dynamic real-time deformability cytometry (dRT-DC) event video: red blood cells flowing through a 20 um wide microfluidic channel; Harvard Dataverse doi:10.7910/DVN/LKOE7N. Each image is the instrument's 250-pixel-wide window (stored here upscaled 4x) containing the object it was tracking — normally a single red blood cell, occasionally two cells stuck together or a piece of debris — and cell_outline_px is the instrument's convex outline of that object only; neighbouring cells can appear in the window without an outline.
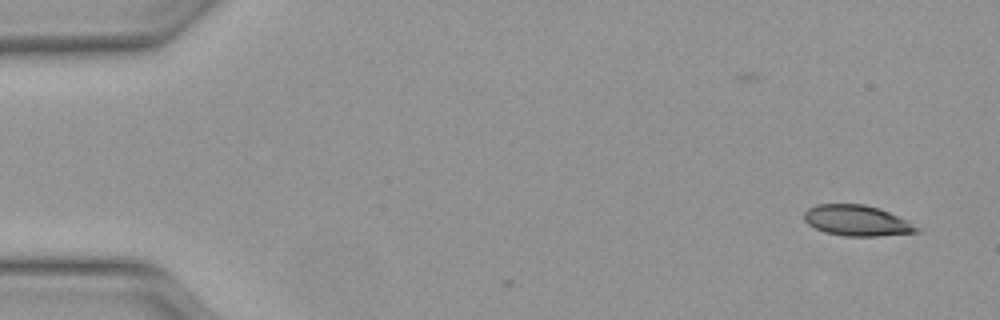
{"species": "Egyptian fruit bat (a non-hibernating species)", "species_latin": "Rousettus aegyptiacus", "temperature_condition": "warm", "stored_images_in_passage": 2, "camera_frame_rate_fps": 3000, "um_per_image_px": 0.085, "animal": {"sex": "female"}, "frame": {"image": 1, "passage_image": 2, "time_ms": 0.333, "image_size_px": [1000, 320], "cell_outline_px": [[920, 232], [880, 236], [844, 236], [824, 232], [808, 224], [804, 220], [804, 212], [808, 208], [816, 204], [864, 204], [880, 208], [908, 220], [920, 228]], "centroid_in_image_um": [72.86, 18.75], "position_along_channel_um": 12.1, "area_um2": 20.35}}